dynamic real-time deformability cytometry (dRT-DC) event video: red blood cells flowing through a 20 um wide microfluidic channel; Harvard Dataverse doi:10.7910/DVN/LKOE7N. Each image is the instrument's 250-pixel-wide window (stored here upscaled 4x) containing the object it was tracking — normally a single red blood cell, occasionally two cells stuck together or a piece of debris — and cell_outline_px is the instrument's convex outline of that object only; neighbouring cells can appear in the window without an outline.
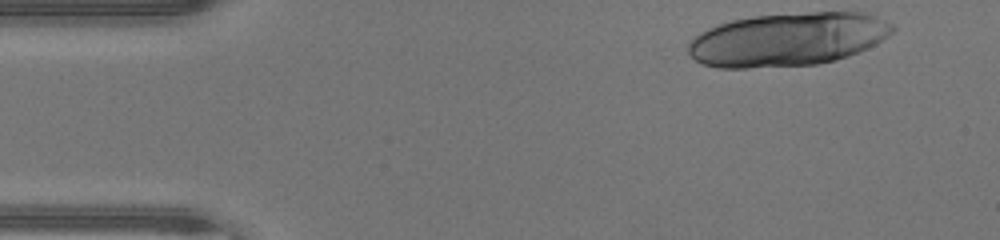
{"species": "human", "species_latin": "Homo sapiens", "temperature_condition": "warm", "stored_images_in_passage": 10, "camera_frame_rate_fps": 3000, "um_per_image_px": 0.085, "donor": {"sex": "male"}, "frame": {"image": 1, "passage_image": 1, "time_ms": 0.0, "image_size_px": [1000, 240], "cell_outline_px": [[896, 28], [888, 36], [848, 56], [816, 64], [748, 68], [720, 68], [704, 64], [696, 60], [688, 52], [688, 44], [700, 32], [708, 28], [732, 20], [752, 16], [812, 12], [864, 12], [876, 16], [892, 24]], "centroid_in_image_um": [66.94, 3.34], "position_along_channel_um": 18.1, "area_um2": 63.0}}